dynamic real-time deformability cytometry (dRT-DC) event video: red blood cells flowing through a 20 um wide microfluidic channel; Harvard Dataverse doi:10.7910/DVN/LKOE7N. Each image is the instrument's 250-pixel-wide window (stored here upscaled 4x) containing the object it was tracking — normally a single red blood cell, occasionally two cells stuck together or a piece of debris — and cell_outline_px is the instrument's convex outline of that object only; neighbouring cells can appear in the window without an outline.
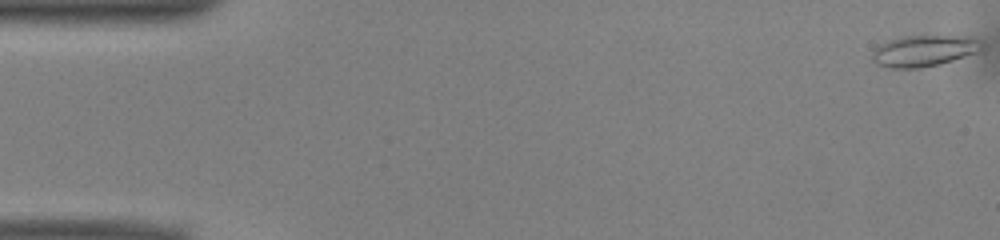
{"species": "common noctule bat (a hibernating species)", "species_latin": "Nyctalus noctula", "temperature_condition": "warm", "stored_images_in_passage": 40, "camera_frame_rate_fps": 3000, "um_per_image_px": 0.085, "animal": {"sex": "male", "body_mass_g": 13.0, "forearm_length_mm": 53.1}, "frame": {"image": 1, "passage_image": 1, "time_ms": 0.0, "image_size_px": [1000, 240], "cell_outline_px": [[984, 52], [940, 64], [920, 68], [892, 68], [876, 64], [872, 60], [872, 52], [880, 44], [888, 40], [904, 36], [936, 32], [976, 36], [984, 40]], "centroid_in_image_um": [78.73, 4.25], "position_along_channel_um": 6.3, "area_um2": 21.68}}
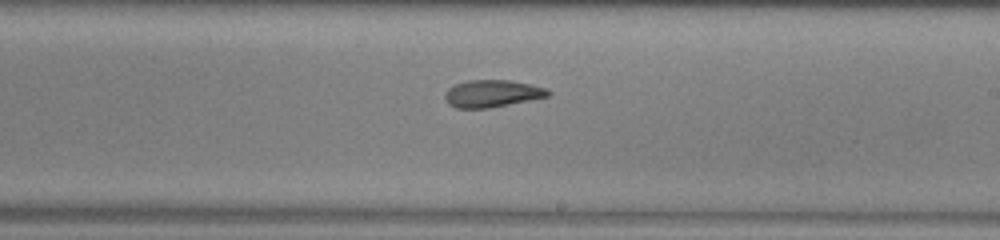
{"frame": {"image": 2, "passage_image": 30, "time_ms": 9.667, "image_size_px": [1000, 240], "cell_outline_px": [[552, 92], [548, 96], [488, 108], [456, 108], [448, 104], [444, 96], [448, 88], [456, 84], [468, 80], [512, 80], [532, 84], [548, 88]], "centroid_in_image_um": [41.84, 7.94], "position_along_channel_um": 247.2, "area_um2": 16.36}}
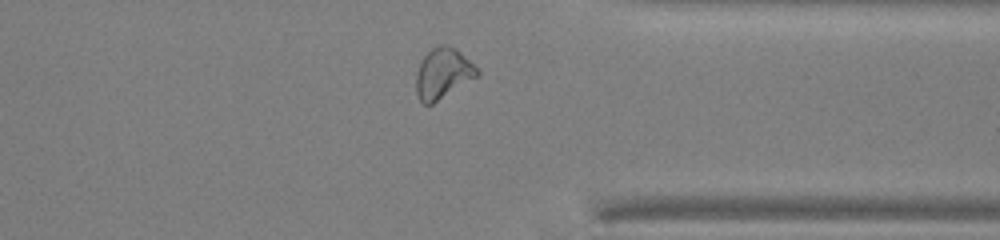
{"frame": {"image": 3, "passage_image": 40, "time_ms": 13.0, "image_size_px": [1000, 240], "cell_outline_px": [[480, 76], [432, 104], [424, 104], [420, 100], [416, 92], [416, 72], [420, 60], [436, 44], [448, 44], [456, 48], [480, 72]], "centroid_in_image_um": [37.64, 6.23], "position_along_channel_um": 373.8, "area_um2": 18.15}, "authors_computed_cell_mechanics": {"area_um2": 17.0221, "velocity_mm_per_s": 3.9643, "shape_relaxation_time_tau1_ms": null, "shape_relaxation_time_tau2_ms": 5.4621, "deformation_change_tau1": null, "deformation_change_tau2": 0.1402}}